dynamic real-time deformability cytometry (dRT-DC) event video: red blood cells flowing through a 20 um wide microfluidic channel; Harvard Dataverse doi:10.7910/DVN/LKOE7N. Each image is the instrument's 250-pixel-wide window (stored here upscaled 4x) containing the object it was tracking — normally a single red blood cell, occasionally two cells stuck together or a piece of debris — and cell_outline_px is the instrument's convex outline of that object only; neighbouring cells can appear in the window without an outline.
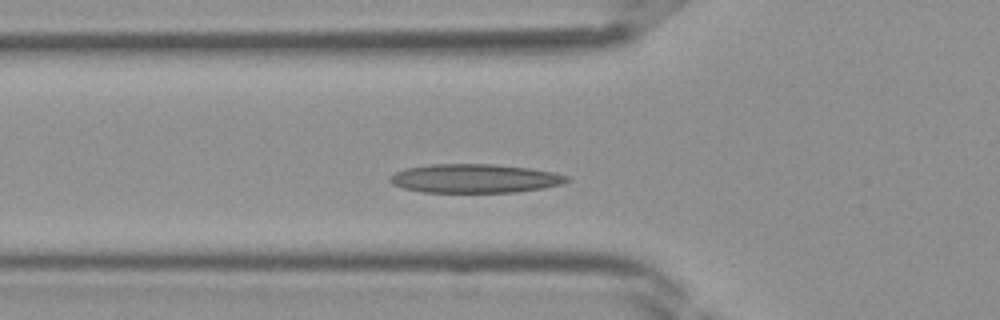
{"species": "Egyptian fruit bat (a non-hibernating species)", "species_latin": "Rousettus aegyptiacus", "temperature_condition": "room temperature", "stored_images_in_passage": 37, "camera_frame_rate_fps": 3000, "um_per_image_px": 0.085, "frame": {"image": 1, "passage_image": 10, "time_ms": 3.0, "image_size_px": [1000, 320], "cell_outline_px": [[572, 180], [560, 184], [544, 188], [516, 192], [424, 192], [404, 188], [392, 184], [388, 180], [396, 172], [404, 168], [428, 164], [496, 164], [528, 168], [552, 172], [568, 176]], "centroid_in_image_um": [40.35, 15.16], "position_along_channel_um": 85.4, "area_um2": 29.71}}
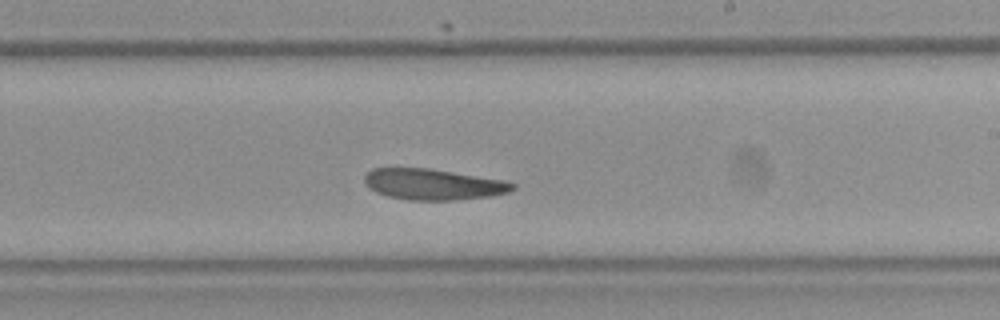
{"frame": {"image": 2, "passage_image": 20, "time_ms": 6.333, "image_size_px": [1000, 320], "cell_outline_px": [[516, 188], [508, 192], [492, 196], [452, 200], [408, 200], [388, 196], [376, 192], [368, 188], [364, 184], [364, 176], [372, 168], [428, 168], [504, 180], [516, 184]], "centroid_in_image_um": [36.8, 15.67], "position_along_channel_um": 252.2, "area_um2": 26.76}}
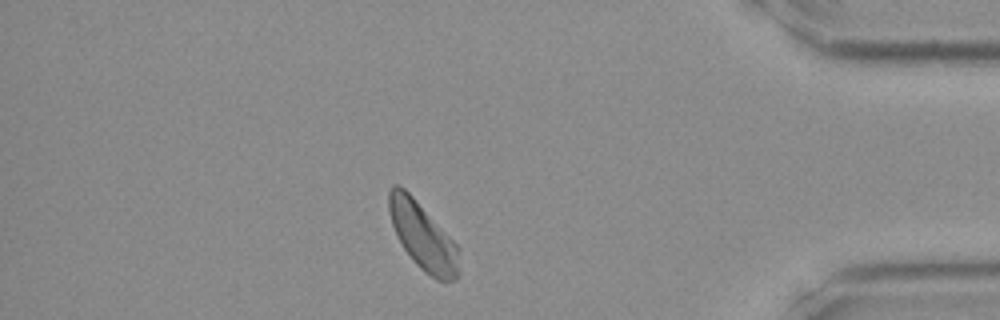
{"frame": {"image": 3, "passage_image": 31, "time_ms": 10.0, "image_size_px": [1000, 320], "cell_outline_px": [[460, 276], [456, 280], [436, 280], [424, 272], [412, 260], [404, 248], [392, 224], [388, 212], [388, 192], [392, 184], [400, 184], [412, 196], [460, 248]], "centroid_in_image_um": [35.96, 20.1], "position_along_channel_um": 399.2, "area_um2": 27.4}}